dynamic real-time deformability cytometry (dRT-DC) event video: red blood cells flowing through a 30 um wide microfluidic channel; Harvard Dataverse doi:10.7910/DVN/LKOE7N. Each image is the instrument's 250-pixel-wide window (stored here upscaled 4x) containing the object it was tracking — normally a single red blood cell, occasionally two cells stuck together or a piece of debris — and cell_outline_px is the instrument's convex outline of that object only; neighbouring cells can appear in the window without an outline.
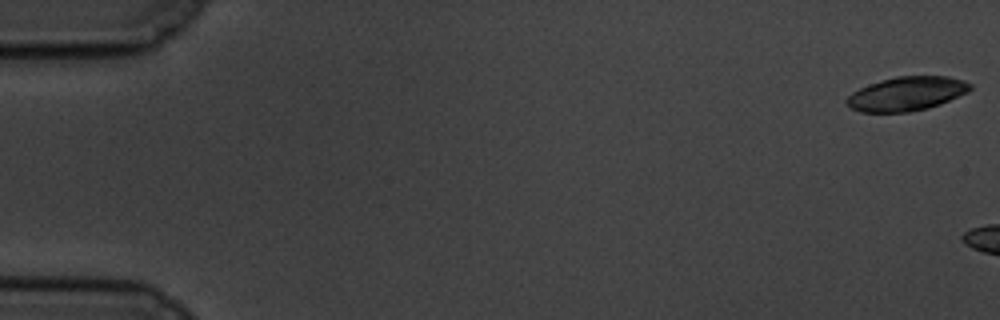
{"species": "common noctule bat (a hibernating species)", "species_latin": "Nyctalus noctula", "temperature_condition": "cold", "stored_images_in_passage": 8, "camera_frame_rate_fps": 3000, "um_per_image_px": 0.085, "animal": {"sex": "male", "body_mass_g": 19.5, "forearm_length_mm": 54.6}, "frame": {"image": 1, "passage_image": 1, "time_ms": 0.0, "image_size_px": [1000, 320], "cell_outline_px": [[972, 88], [968, 92], [940, 104], [928, 108], [908, 112], [860, 112], [852, 108], [844, 100], [852, 92], [868, 84], [880, 80], [896, 76], [948, 76], [964, 80], [972, 84]], "centroid_in_image_um": [77.07, 7.96], "position_along_channel_um": 7.9, "area_um2": 24.57}}